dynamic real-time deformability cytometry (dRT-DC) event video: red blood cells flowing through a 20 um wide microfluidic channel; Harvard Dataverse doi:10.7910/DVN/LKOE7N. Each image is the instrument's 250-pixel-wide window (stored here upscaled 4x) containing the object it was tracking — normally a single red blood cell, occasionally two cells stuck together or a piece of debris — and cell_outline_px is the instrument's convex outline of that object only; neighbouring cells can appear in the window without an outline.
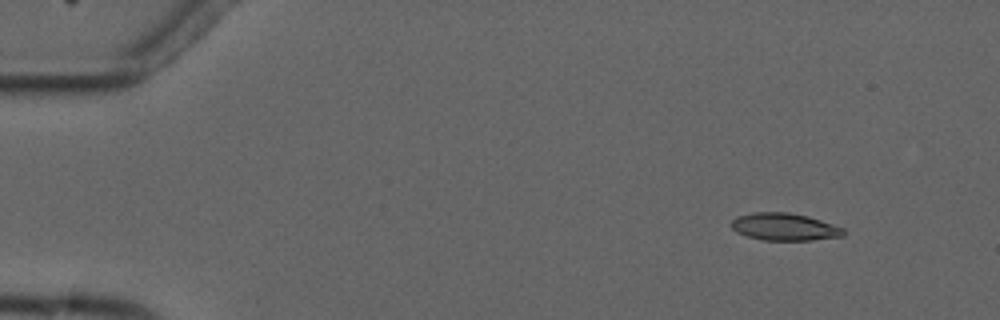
{"species": "common noctule bat (a hibernating species)", "species_latin": "Nyctalus noctula", "temperature_condition": "cold", "stored_images_in_passage": 6, "camera_frame_rate_fps": 3000, "um_per_image_px": 0.085, "animal": {"sex": "male", "forearm_length_mm": 52.5}, "frame": {"image": 1, "passage_image": 2, "time_ms": 1.333, "image_size_px": [1000, 320], "cell_outline_px": [[844, 236], [812, 240], [764, 240], [748, 236], [736, 232], [732, 228], [732, 220], [736, 216], [756, 212], [788, 212], [808, 216], [844, 228]], "centroid_in_image_um": [66.68, 19.28], "position_along_channel_um": 18.3, "area_um2": 17.8}}
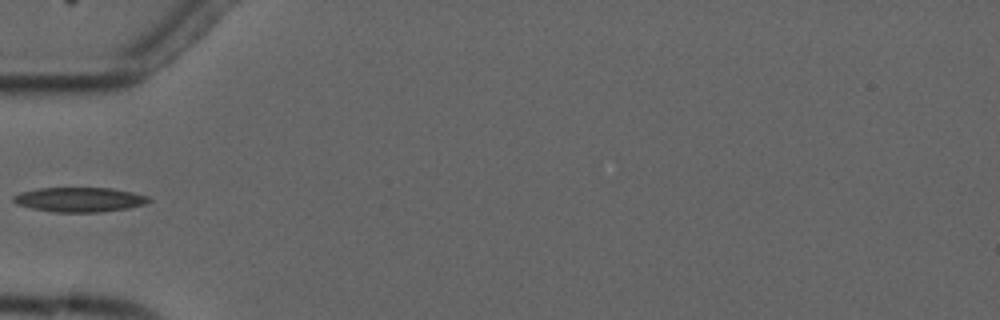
{"frame": {"image": 2, "passage_image": 5, "time_ms": 5.667, "image_size_px": [1000, 320], "cell_outline_px": [[152, 200], [144, 204], [128, 208], [100, 212], [56, 212], [32, 208], [16, 204], [12, 200], [12, 196], [20, 192], [40, 188], [112, 188], [132, 192], [148, 196]], "centroid_in_image_um": [6.75, 16.96], "position_along_channel_um": 78.3, "area_um2": 19.36}}
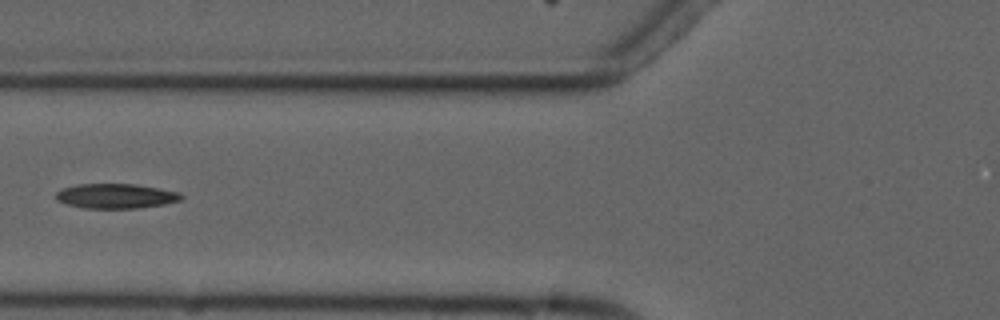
{"frame": {"image": 3, "passage_image": 6, "time_ms": 6.667, "image_size_px": [1000, 320], "cell_outline_px": [[184, 196], [180, 200], [164, 204], [136, 208], [84, 208], [68, 204], [56, 200], [56, 192], [64, 188], [76, 184], [136, 184], [180, 192]], "centroid_in_image_um": [9.85, 16.66], "position_along_channel_um": 115.9, "area_um2": 17.98}}